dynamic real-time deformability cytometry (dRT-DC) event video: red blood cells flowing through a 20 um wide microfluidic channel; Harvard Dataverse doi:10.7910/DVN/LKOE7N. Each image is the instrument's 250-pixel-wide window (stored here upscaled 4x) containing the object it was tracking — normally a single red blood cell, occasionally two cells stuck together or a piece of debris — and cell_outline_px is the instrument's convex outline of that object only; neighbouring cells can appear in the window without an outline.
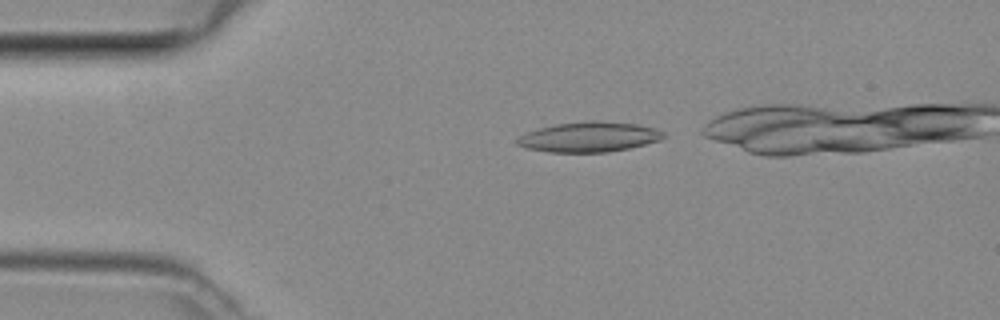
{"species": "common noctule bat (a hibernating species)", "species_latin": "Nyctalus noctula", "temperature_condition": "room temperature", "stored_images_in_passage": 30, "camera_frame_rate_fps": 3000, "um_per_image_px": 0.085, "animal": {"sex": "female", "body_mass_g": 29.2, "forearm_length_mm": 56.3}, "frame": {"image": 1, "passage_image": 2, "time_ms": 0.333, "image_size_px": [1000, 320], "cell_outline_px": [[664, 136], [660, 140], [628, 148], [608, 152], [548, 152], [524, 148], [516, 144], [516, 140], [520, 136], [528, 132], [540, 128], [556, 124], [592, 120], [596, 120], [640, 124], [656, 128], [664, 132]], "centroid_in_image_um": [50.08, 11.63], "position_along_channel_um": 34.9, "area_um2": 25.66}}
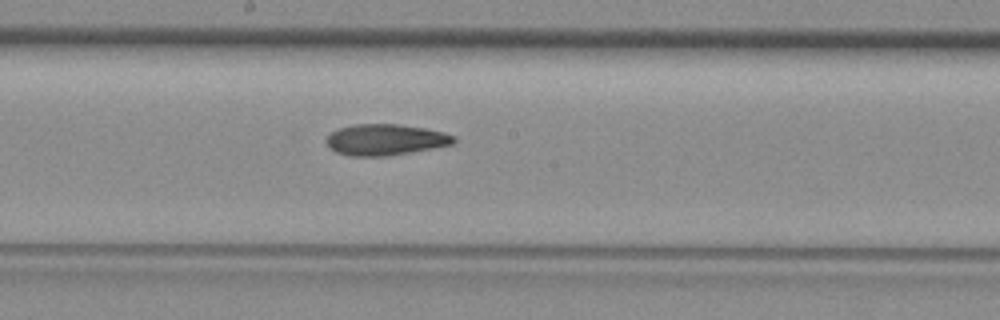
{"frame": {"image": 2, "passage_image": 17, "time_ms": 5.333, "image_size_px": [1000, 320], "cell_outline_px": [[456, 140], [452, 144], [432, 148], [388, 156], [348, 156], [336, 152], [324, 140], [332, 132], [340, 128], [352, 124], [400, 124], [424, 128], [444, 132], [456, 136]], "centroid_in_image_um": [32.76, 11.87], "position_along_channel_um": 215.4, "area_um2": 23.06}}
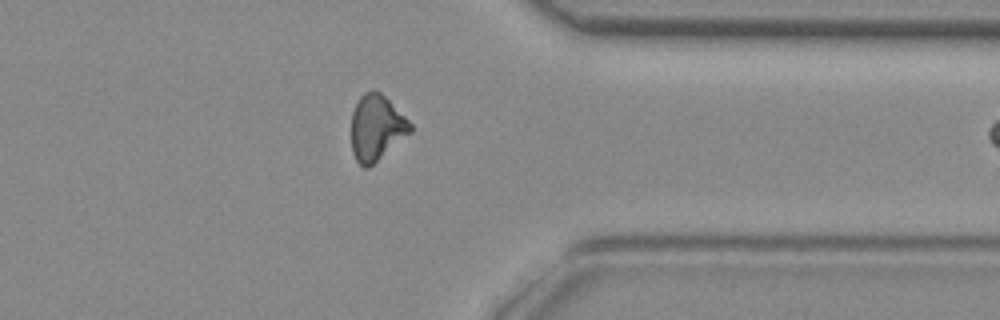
{"frame": {"image": 3, "passage_image": 29, "time_ms": 9.333, "image_size_px": [1000, 320], "cell_outline_px": [[412, 132], [368, 168], [364, 168], [356, 160], [352, 152], [352, 112], [360, 96], [364, 92], [372, 88], [380, 92], [412, 124]], "centroid_in_image_um": [31.99, 10.85], "position_along_channel_um": 379.4, "area_um2": 22.43}}